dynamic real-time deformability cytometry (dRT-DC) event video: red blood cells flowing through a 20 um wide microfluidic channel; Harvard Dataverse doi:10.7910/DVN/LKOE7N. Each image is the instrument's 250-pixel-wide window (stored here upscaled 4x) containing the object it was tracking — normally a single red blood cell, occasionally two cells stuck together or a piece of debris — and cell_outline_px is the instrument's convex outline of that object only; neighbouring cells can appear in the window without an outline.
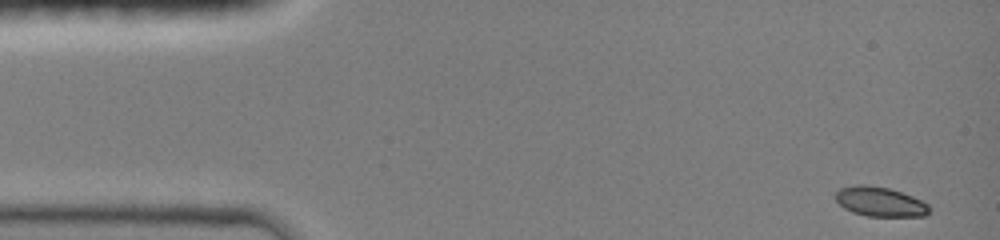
{"species": "common noctule bat (a hibernating species)", "species_latin": "Nyctalus noctula", "temperature_condition": "room temperature", "stored_images_in_passage": 4, "camera_frame_rate_fps": 3000, "um_per_image_px": 0.085, "animal": {"sex": "female", "body_mass_g": 19.0, "forearm_length_mm": 51.5}, "frame": {"image": 1, "passage_image": 1, "time_ms": 0.0, "image_size_px": [1000, 240], "cell_outline_px": [[928, 212], [924, 216], [868, 216], [852, 212], [844, 208], [836, 200], [836, 192], [840, 188], [860, 184], [864, 184], [888, 188], [912, 196], [928, 204]], "centroid_in_image_um": [74.78, 17.14], "position_along_channel_um": 10.2, "area_um2": 15.9}}
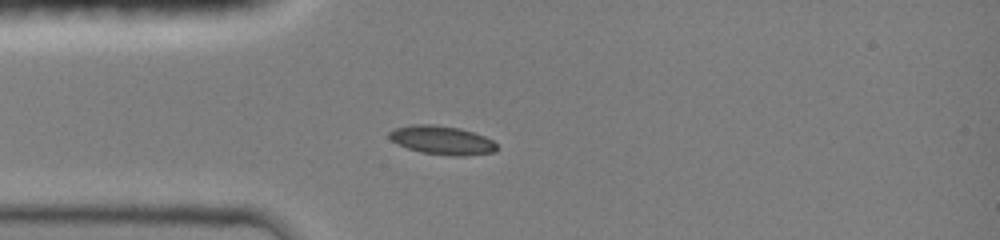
{"frame": {"image": 2, "passage_image": 4, "time_ms": 3.333, "image_size_px": [1000, 240], "cell_outline_px": [[496, 152], [464, 156], [456, 156], [424, 152], [408, 148], [392, 140], [388, 136], [388, 132], [396, 128], [412, 124], [432, 124], [460, 128], [484, 136], [492, 140], [496, 144]], "centroid_in_image_um": [37.58, 11.91], "position_along_channel_um": 47.4, "area_um2": 17.74}}